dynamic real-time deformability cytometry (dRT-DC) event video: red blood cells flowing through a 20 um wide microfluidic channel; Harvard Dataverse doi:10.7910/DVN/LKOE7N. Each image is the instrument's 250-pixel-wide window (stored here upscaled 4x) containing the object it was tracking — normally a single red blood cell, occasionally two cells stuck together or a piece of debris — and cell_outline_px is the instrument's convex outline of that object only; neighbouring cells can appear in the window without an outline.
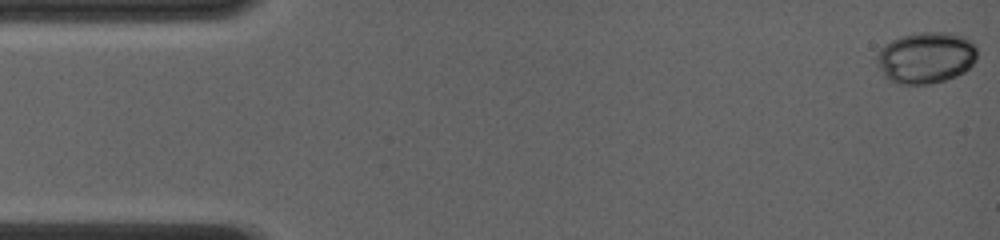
{"species": "common noctule bat (a hibernating species)", "species_latin": "Nyctalus noctula", "temperature_condition": "room temperature", "stored_images_in_passage": 44, "camera_frame_rate_fps": 4000, "um_per_image_px": 0.085, "animal": {"sex": "female", "body_mass_g": 19.0, "forearm_length_mm": 56.7}, "frame": {"image": 1, "passage_image": 1, "time_ms": 0.0, "image_size_px": [1000, 240], "cell_outline_px": [[976, 60], [964, 72], [956, 76], [944, 80], [928, 84], [900, 84], [888, 80], [884, 76], [876, 60], [876, 56], [880, 48], [884, 44], [900, 36], [916, 32], [952, 32], [964, 36], [972, 40], [976, 44]], "centroid_in_image_um": [78.71, 4.88], "position_along_channel_um": 6.3, "area_um2": 30.46}}
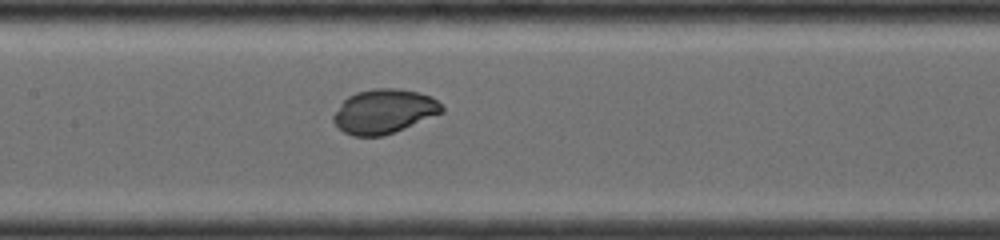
{"frame": {"image": 2, "passage_image": 23, "time_ms": 7.25, "image_size_px": [1000, 240], "cell_outline_px": [[444, 112], [384, 136], [352, 136], [344, 132], [332, 120], [332, 116], [340, 104], [348, 96], [356, 92], [372, 88], [396, 88], [416, 92], [432, 96], [444, 108]], "centroid_in_image_um": [32.63, 9.46], "position_along_channel_um": 174.8, "area_um2": 27.92}}
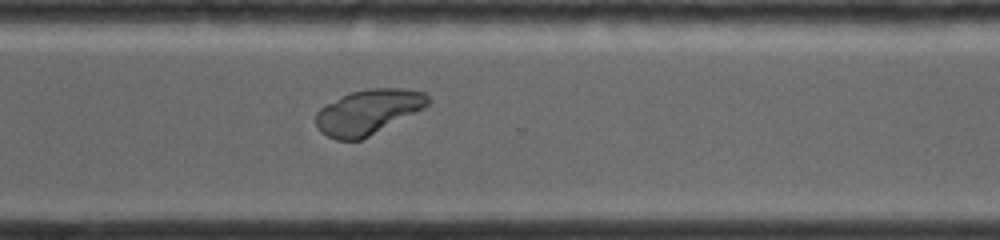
{"frame": {"image": 3, "passage_image": 36, "time_ms": 11.25, "image_size_px": [1000, 240], "cell_outline_px": [[428, 104], [424, 108], [360, 140], [336, 140], [320, 132], [316, 124], [316, 112], [320, 108], [352, 92], [368, 88], [400, 88], [424, 92], [428, 96]], "centroid_in_image_um": [31.27, 9.51], "position_along_channel_um": 339.3, "area_um2": 28.73}, "authors_computed_cell_mechanics": {"area_um2": 28.8133, "velocity_mm_per_s": 4.1222, "shape_relaxation_time_tau1_ms": 0.5271, "shape_relaxation_time_tau2_ms": null, "deformation_change_tau1": 0.0191, "deformation_change_tau2": null}}